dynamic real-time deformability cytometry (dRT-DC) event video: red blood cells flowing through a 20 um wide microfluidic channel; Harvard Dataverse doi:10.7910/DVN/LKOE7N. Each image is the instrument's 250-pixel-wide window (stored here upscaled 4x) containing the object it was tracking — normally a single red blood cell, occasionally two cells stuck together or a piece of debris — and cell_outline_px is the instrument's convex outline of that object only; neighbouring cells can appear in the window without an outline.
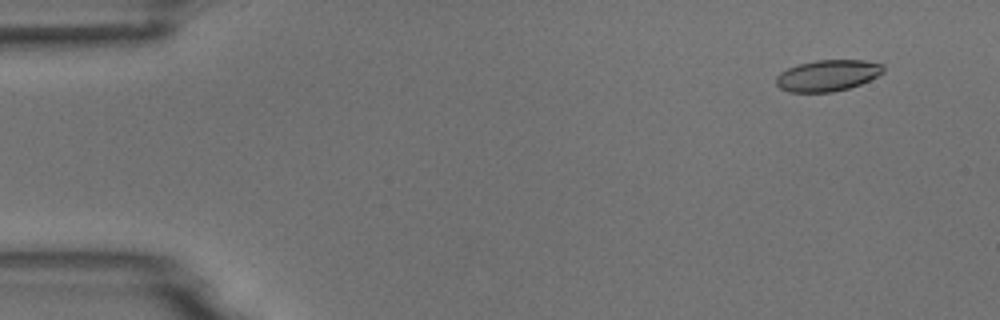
{"species": "common noctule bat (a hibernating species)", "species_latin": "Nyctalus noctula", "temperature_condition": "room temperature", "stored_images_in_passage": 4, "camera_frame_rate_fps": 3000, "um_per_image_px": 0.085, "animal": {"sex": "male", "body_mass_g": 18.8}, "frame": {"image": 1, "passage_image": 1, "time_ms": 0.0, "image_size_px": [1000, 320], "cell_outline_px": [[884, 72], [860, 84], [848, 88], [832, 92], [788, 92], [780, 88], [776, 84], [776, 76], [780, 72], [796, 64], [816, 60], [864, 60], [884, 64]], "centroid_in_image_um": [70.32, 6.41], "position_along_channel_um": 14.7, "area_um2": 19.59}}
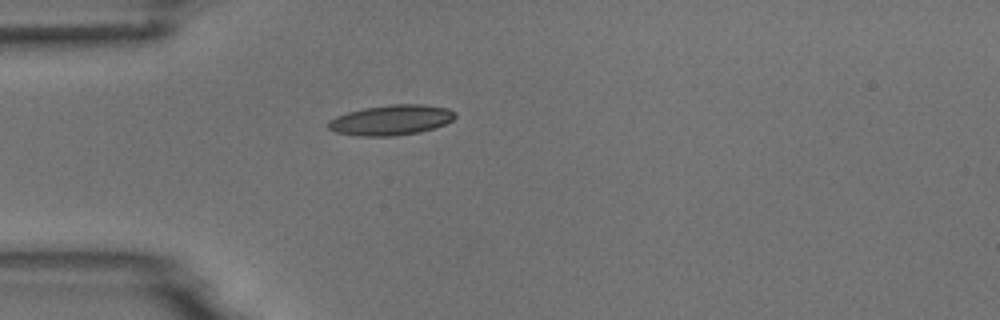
{"frame": {"image": 2, "passage_image": 4, "time_ms": 1.0, "image_size_px": [1000, 320], "cell_outline_px": [[456, 116], [452, 120], [444, 124], [420, 132], [392, 136], [360, 136], [336, 132], [328, 128], [328, 120], [336, 116], [348, 112], [364, 108], [392, 104], [420, 104], [448, 108], [456, 112]], "centroid_in_image_um": [33.24, 10.2], "position_along_channel_um": 51.8, "area_um2": 22.25}}